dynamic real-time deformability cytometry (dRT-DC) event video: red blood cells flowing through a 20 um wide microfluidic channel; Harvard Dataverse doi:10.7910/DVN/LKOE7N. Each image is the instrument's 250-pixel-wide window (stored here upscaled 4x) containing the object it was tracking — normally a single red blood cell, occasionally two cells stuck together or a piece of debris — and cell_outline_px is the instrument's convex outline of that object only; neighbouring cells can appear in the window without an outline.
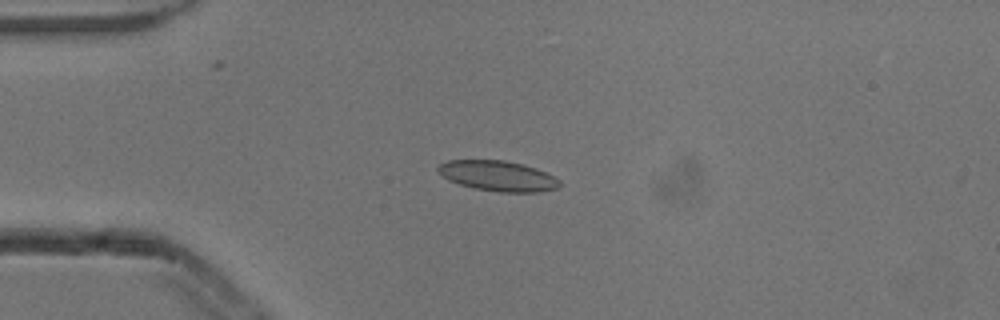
{"species": "common noctule bat (a hibernating species)", "species_latin": "Nyctalus noctula", "temperature_condition": "cold", "stored_images_in_passage": 8, "camera_frame_rate_fps": 3000, "um_per_image_px": 0.085, "animal": {"sex": "male", "body_mass_g": 13.3}, "frame": {"image": 1, "passage_image": 3, "time_ms": 0.667, "image_size_px": [1000, 320], "cell_outline_px": [[560, 184], [556, 188], [540, 192], [500, 192], [476, 188], [460, 184], [448, 180], [436, 168], [440, 164], [448, 160], [504, 160], [524, 164], [536, 168], [560, 180]], "centroid_in_image_um": [42.33, 14.94], "position_along_channel_um": 42.7, "area_um2": 21.27}}
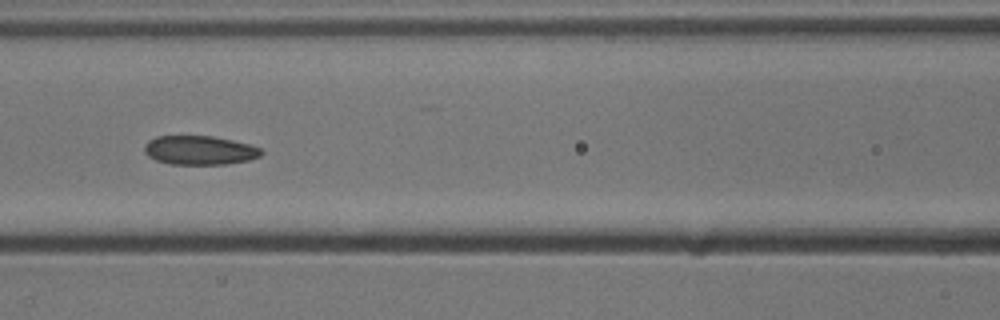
{"frame": {"image": 2, "passage_image": 6, "time_ms": 1.667, "image_size_px": [1000, 320], "cell_outline_px": [[264, 152], [260, 156], [248, 160], [224, 164], [168, 164], [156, 160], [148, 156], [144, 152], [144, 144], [148, 140], [156, 136], [212, 136], [232, 140], [248, 144], [260, 148]], "centroid_in_image_um": [16.93, 12.77], "position_along_channel_um": 149.7, "area_um2": 19.77}}
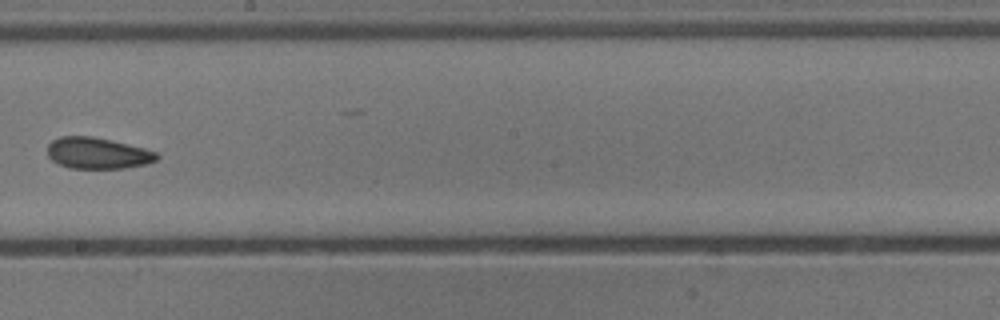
{"frame": {"image": 3, "passage_image": 8, "time_ms": 2.333, "image_size_px": [1000, 320], "cell_outline_px": [[160, 156], [156, 160], [144, 164], [124, 168], [68, 168], [52, 160], [48, 156], [48, 144], [52, 140], [60, 136], [92, 136], [112, 140], [144, 148], [156, 152]], "centroid_in_image_um": [8.28, 13.01], "position_along_channel_um": 239.9, "area_um2": 19.88}}